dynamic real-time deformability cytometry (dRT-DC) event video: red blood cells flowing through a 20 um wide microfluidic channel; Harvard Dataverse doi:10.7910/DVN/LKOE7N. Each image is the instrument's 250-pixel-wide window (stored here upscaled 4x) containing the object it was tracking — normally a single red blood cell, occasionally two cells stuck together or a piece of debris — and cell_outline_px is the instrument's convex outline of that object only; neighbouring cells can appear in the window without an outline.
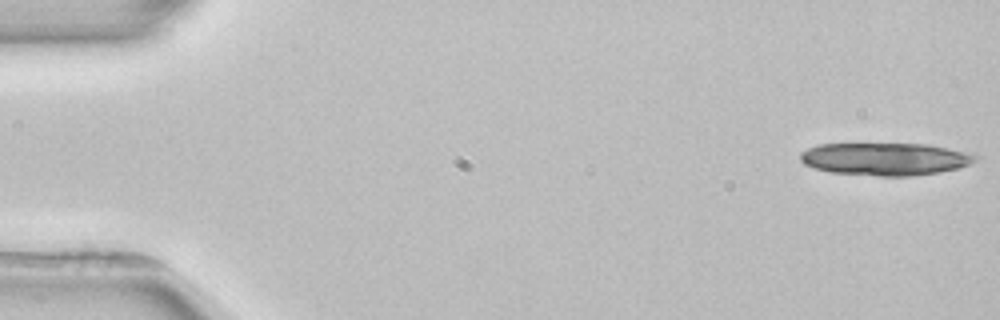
{"species": "common noctule bat (a hibernating species)", "species_latin": "Nyctalus noctula", "temperature_condition": "room temperature", "stored_images_in_passage": 4, "camera_frame_rate_fps": 3000, "um_per_image_px": 0.085, "animal": {"sex": "female", "body_mass_g": 22.7, "forearm_length_mm": 54.2}, "frame": {"image": 1, "passage_image": 1, "time_ms": 0.0, "image_size_px": [1000, 320], "cell_outline_px": [[980, 160], [972, 164], [960, 168], [940, 172], [912, 176], [876, 176], [828, 172], [812, 168], [804, 164], [800, 160], [800, 152], [808, 148], [820, 144], [928, 144], [948, 148], [980, 156]], "centroid_in_image_um": [75.26, 13.52], "position_along_channel_um": 9.7, "area_um2": 33.64}}